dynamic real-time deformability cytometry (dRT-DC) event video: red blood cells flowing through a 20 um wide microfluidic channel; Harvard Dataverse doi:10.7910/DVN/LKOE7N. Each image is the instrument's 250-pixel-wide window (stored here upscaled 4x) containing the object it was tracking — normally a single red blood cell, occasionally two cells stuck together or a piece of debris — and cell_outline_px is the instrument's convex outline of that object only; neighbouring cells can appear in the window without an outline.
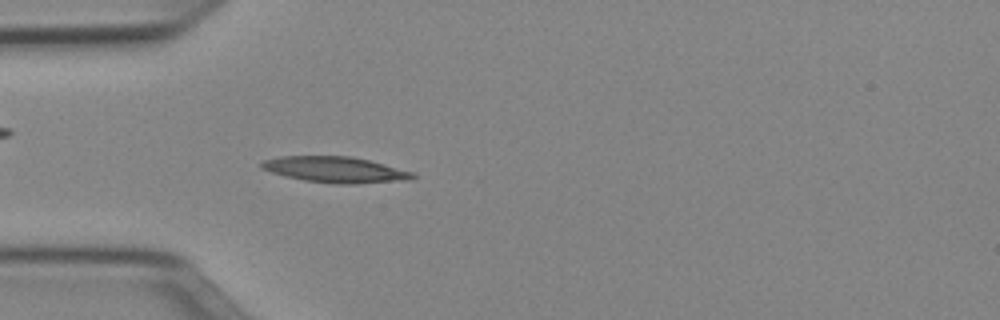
{"species": "Egyptian fruit bat (a non-hibernating species)", "species_latin": "Rousettus aegyptiacus", "temperature_condition": "cold", "stored_images_in_passage": 50, "camera_frame_rate_fps": 3000, "um_per_image_px": 0.085, "animal": {"sex": "female"}, "frame": {"image": 1, "passage_image": 14, "time_ms": 4.333, "image_size_px": [1000, 320], "cell_outline_px": [[416, 176], [412, 180], [356, 184], [332, 184], [304, 180], [284, 176], [260, 168], [260, 164], [264, 160], [280, 156], [352, 156], [416, 172]], "centroid_in_image_um": [28.55, 14.43], "position_along_channel_um": 56.5, "area_um2": 23.12}}
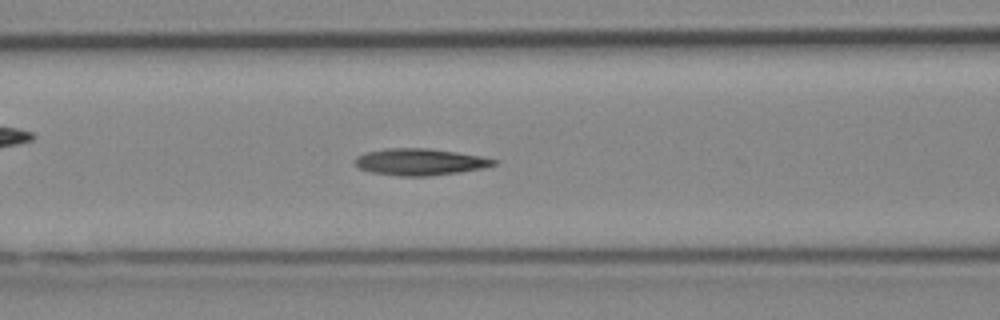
{"frame": {"image": 2, "passage_image": 20, "time_ms": 6.333, "image_size_px": [1000, 320], "cell_outline_px": [[500, 164], [484, 168], [460, 172], [428, 176], [400, 176], [372, 172], [360, 168], [352, 160], [356, 156], [364, 152], [384, 148], [428, 148], [456, 152], [480, 156], [500, 160]], "centroid_in_image_um": [35.72, 13.75], "position_along_channel_um": 130.9, "area_um2": 21.85}}
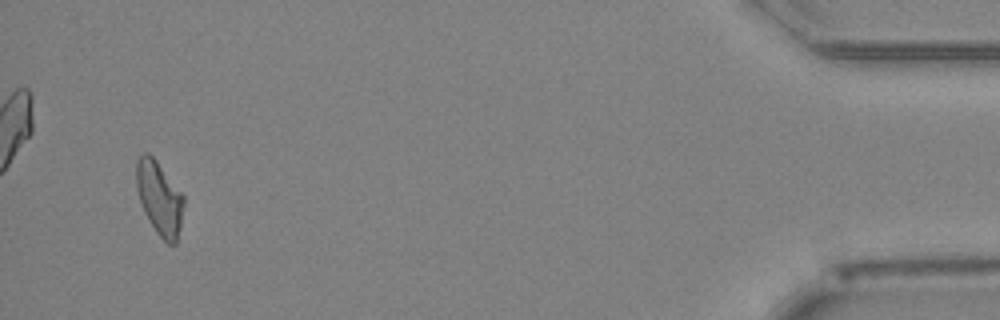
{"frame": {"image": 3, "passage_image": 48, "time_ms": 15.667, "image_size_px": [1000, 320], "cell_outline_px": [[184, 204], [180, 228], [176, 244], [168, 244], [156, 232], [144, 212], [140, 204], [136, 188], [136, 160], [144, 152], [148, 152], [156, 160], [184, 196]], "centroid_in_image_um": [13.54, 16.84], "position_along_channel_um": 421.7, "area_um2": 20.29}, "authors_computed_cell_mechanics": {"area_um2": 20.6346, "velocity_mm_per_s": 3.9729, "shape_relaxation_time_tau1_ms": 9.2758, "shape_relaxation_time_tau2_ms": 8.7279, "deformation_change_tau1": 0.2374, "deformation_change_tau2": 0.2044}}